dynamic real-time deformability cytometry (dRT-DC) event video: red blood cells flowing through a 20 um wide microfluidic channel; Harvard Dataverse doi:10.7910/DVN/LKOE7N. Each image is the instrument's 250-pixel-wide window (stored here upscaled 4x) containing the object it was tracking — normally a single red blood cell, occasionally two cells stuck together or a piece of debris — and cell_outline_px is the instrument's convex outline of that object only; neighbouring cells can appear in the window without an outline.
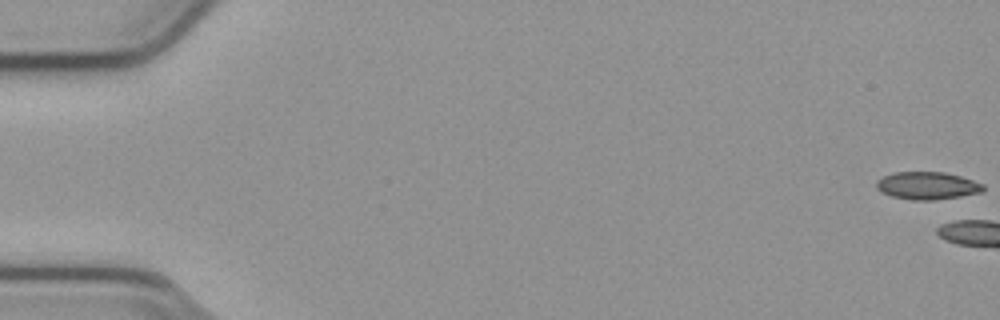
{"species": "common noctule bat (a hibernating species)", "species_latin": "Nyctalus noctula", "temperature_condition": "cold", "stored_images_in_passage": 4, "camera_frame_rate_fps": 3000, "um_per_image_px": 0.085, "animal": {"sex": "male", "body_mass_g": 23.1, "forearm_length_mm": 52.7}, "frame": {"image": 1, "passage_image": 1, "time_ms": 0.0, "image_size_px": [1000, 320], "cell_outline_px": [[984, 192], [936, 200], [912, 200], [892, 196], [880, 192], [876, 188], [876, 180], [884, 176], [896, 172], [944, 172], [960, 176], [984, 184]], "centroid_in_image_um": [78.82, 15.78], "position_along_channel_um": 6.2, "area_um2": 17.22}}